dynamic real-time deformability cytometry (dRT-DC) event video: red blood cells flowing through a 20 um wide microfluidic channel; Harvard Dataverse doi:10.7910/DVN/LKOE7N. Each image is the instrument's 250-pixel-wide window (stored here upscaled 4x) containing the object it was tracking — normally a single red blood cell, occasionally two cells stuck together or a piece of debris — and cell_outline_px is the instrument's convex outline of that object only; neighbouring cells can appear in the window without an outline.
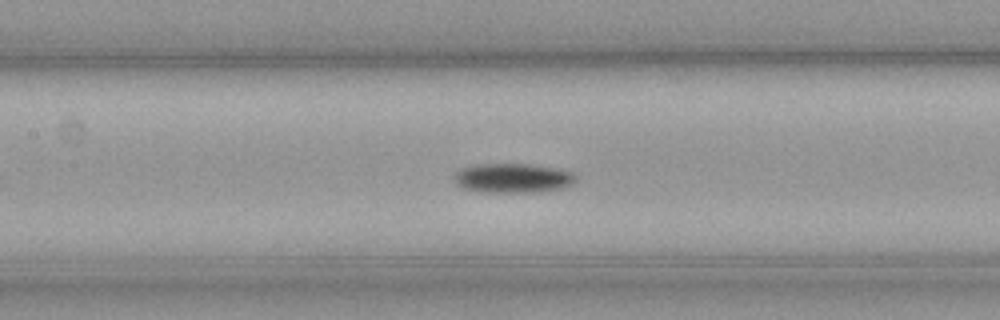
{"species": "common noctule bat (a hibernating species)", "species_latin": "Nyctalus noctula", "temperature_condition": "cold", "stored_images_in_passage": 20, "camera_frame_rate_fps": 3000, "um_per_image_px": 0.085, "animal": {"sex": "male", "body_mass_g": 23.1, "forearm_length_mm": 52.7}, "frame": {"image": 1, "passage_image": 9, "time_ms": 2.667, "image_size_px": [1000, 320], "cell_outline_px": [[576, 180], [568, 188], [540, 192], [484, 192], [460, 188], [456, 184], [452, 176], [460, 168], [476, 164], [524, 164], [560, 168], [572, 172], [576, 176]], "centroid_in_image_um": [43.6, 15.14], "position_along_channel_um": 163.8, "area_um2": 21.33}}
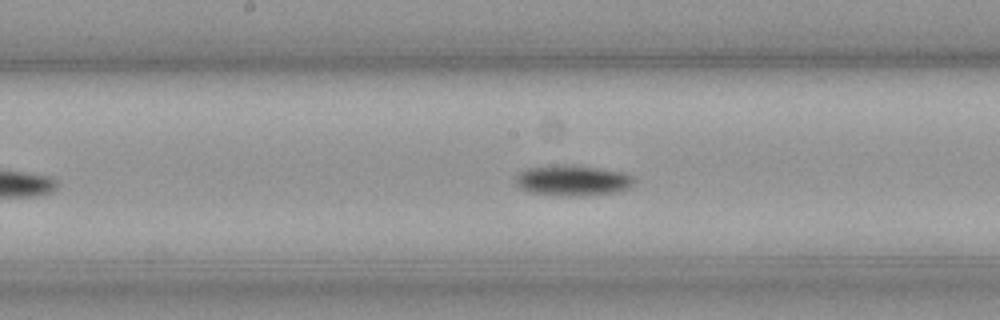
{"frame": {"image": 2, "passage_image": 12, "time_ms": 3.667, "image_size_px": [1000, 320], "cell_outline_px": [[636, 180], [628, 188], [616, 192], [584, 196], [560, 196], [528, 192], [520, 188], [516, 184], [516, 176], [520, 172], [528, 168], [564, 164], [596, 168], [620, 172], [636, 176]], "centroid_in_image_um": [48.68, 15.35], "position_along_channel_um": 199.5, "area_um2": 21.15}}